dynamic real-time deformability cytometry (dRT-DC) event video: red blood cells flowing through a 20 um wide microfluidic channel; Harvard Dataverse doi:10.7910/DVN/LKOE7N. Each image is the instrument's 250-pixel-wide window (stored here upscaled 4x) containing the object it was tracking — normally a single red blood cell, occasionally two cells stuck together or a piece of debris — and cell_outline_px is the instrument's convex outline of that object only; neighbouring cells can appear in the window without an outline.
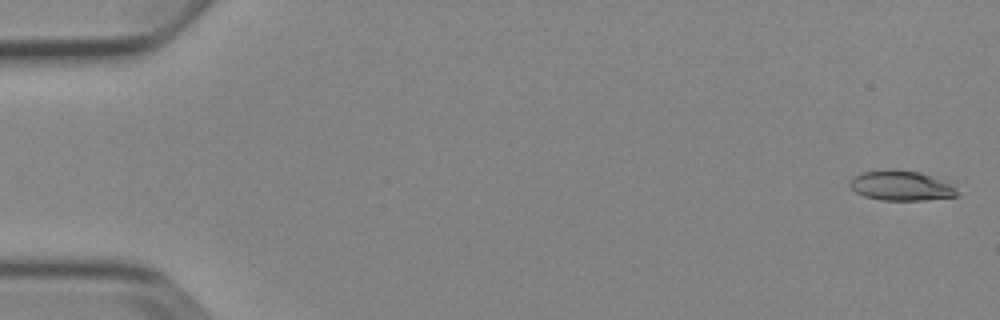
{"species": "Egyptian fruit bat (a non-hibernating species)", "species_latin": "Rousettus aegyptiacus", "temperature_condition": "cold", "stored_images_in_passage": 6, "camera_frame_rate_fps": 3000, "um_per_image_px": 0.085, "animal": {"sex": "female"}, "frame": {"image": 1, "passage_image": 1, "time_ms": 0.0, "image_size_px": [1000, 320], "cell_outline_px": [[956, 196], [924, 200], [880, 200], [864, 196], [856, 192], [848, 184], [856, 176], [864, 172], [888, 168], [920, 172], [956, 184]], "centroid_in_image_um": [76.63, 15.77], "position_along_channel_um": 8.4, "area_um2": 18.79}}